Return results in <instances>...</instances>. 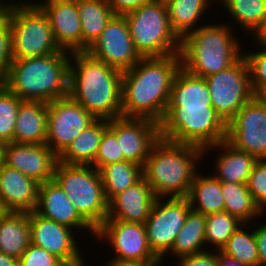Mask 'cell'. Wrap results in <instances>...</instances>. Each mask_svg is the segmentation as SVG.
I'll list each match as a JSON object with an SVG mask.
<instances>
[{
  "mask_svg": "<svg viewBox=\"0 0 266 266\" xmlns=\"http://www.w3.org/2000/svg\"><path fill=\"white\" fill-rule=\"evenodd\" d=\"M27 1H16L4 12L10 23L13 59L63 51L55 41L47 15L33 0Z\"/></svg>",
  "mask_w": 266,
  "mask_h": 266,
  "instance_id": "7",
  "label": "cell"
},
{
  "mask_svg": "<svg viewBox=\"0 0 266 266\" xmlns=\"http://www.w3.org/2000/svg\"><path fill=\"white\" fill-rule=\"evenodd\" d=\"M29 212L8 211L0 220V252L19 259L31 243Z\"/></svg>",
  "mask_w": 266,
  "mask_h": 266,
  "instance_id": "26",
  "label": "cell"
},
{
  "mask_svg": "<svg viewBox=\"0 0 266 266\" xmlns=\"http://www.w3.org/2000/svg\"><path fill=\"white\" fill-rule=\"evenodd\" d=\"M106 266H162L163 263H142L137 261H122L117 259H108ZM105 266V265H104Z\"/></svg>",
  "mask_w": 266,
  "mask_h": 266,
  "instance_id": "47",
  "label": "cell"
},
{
  "mask_svg": "<svg viewBox=\"0 0 266 266\" xmlns=\"http://www.w3.org/2000/svg\"><path fill=\"white\" fill-rule=\"evenodd\" d=\"M217 2L225 8L223 11L229 14V18L236 22L230 26L238 25L241 31L248 32V35L250 33L252 38L266 20V0H217Z\"/></svg>",
  "mask_w": 266,
  "mask_h": 266,
  "instance_id": "32",
  "label": "cell"
},
{
  "mask_svg": "<svg viewBox=\"0 0 266 266\" xmlns=\"http://www.w3.org/2000/svg\"><path fill=\"white\" fill-rule=\"evenodd\" d=\"M259 50L243 51V56L247 61L250 81L253 93L255 96L260 97L266 93V47L260 45ZM246 51V52H245Z\"/></svg>",
  "mask_w": 266,
  "mask_h": 266,
  "instance_id": "38",
  "label": "cell"
},
{
  "mask_svg": "<svg viewBox=\"0 0 266 266\" xmlns=\"http://www.w3.org/2000/svg\"><path fill=\"white\" fill-rule=\"evenodd\" d=\"M124 16L141 57L180 54L181 39L171 28L166 3L151 0Z\"/></svg>",
  "mask_w": 266,
  "mask_h": 266,
  "instance_id": "8",
  "label": "cell"
},
{
  "mask_svg": "<svg viewBox=\"0 0 266 266\" xmlns=\"http://www.w3.org/2000/svg\"><path fill=\"white\" fill-rule=\"evenodd\" d=\"M160 135L204 150L226 140L227 124L213 106L167 107L160 122Z\"/></svg>",
  "mask_w": 266,
  "mask_h": 266,
  "instance_id": "6",
  "label": "cell"
},
{
  "mask_svg": "<svg viewBox=\"0 0 266 266\" xmlns=\"http://www.w3.org/2000/svg\"><path fill=\"white\" fill-rule=\"evenodd\" d=\"M39 183L17 169L0 165V201L7 211L32 212L37 207Z\"/></svg>",
  "mask_w": 266,
  "mask_h": 266,
  "instance_id": "22",
  "label": "cell"
},
{
  "mask_svg": "<svg viewBox=\"0 0 266 266\" xmlns=\"http://www.w3.org/2000/svg\"><path fill=\"white\" fill-rule=\"evenodd\" d=\"M230 24H203L184 36L181 67L192 75L206 78L232 66L243 55L244 47Z\"/></svg>",
  "mask_w": 266,
  "mask_h": 266,
  "instance_id": "5",
  "label": "cell"
},
{
  "mask_svg": "<svg viewBox=\"0 0 266 266\" xmlns=\"http://www.w3.org/2000/svg\"><path fill=\"white\" fill-rule=\"evenodd\" d=\"M87 52L122 72L131 69L142 58L134 47L125 16L115 14Z\"/></svg>",
  "mask_w": 266,
  "mask_h": 266,
  "instance_id": "16",
  "label": "cell"
},
{
  "mask_svg": "<svg viewBox=\"0 0 266 266\" xmlns=\"http://www.w3.org/2000/svg\"><path fill=\"white\" fill-rule=\"evenodd\" d=\"M212 106L205 78L192 75L182 67L172 83L167 107Z\"/></svg>",
  "mask_w": 266,
  "mask_h": 266,
  "instance_id": "28",
  "label": "cell"
},
{
  "mask_svg": "<svg viewBox=\"0 0 266 266\" xmlns=\"http://www.w3.org/2000/svg\"><path fill=\"white\" fill-rule=\"evenodd\" d=\"M53 179L66 193L77 212L96 230L108 216L99 171L92 165L57 162Z\"/></svg>",
  "mask_w": 266,
  "mask_h": 266,
  "instance_id": "9",
  "label": "cell"
},
{
  "mask_svg": "<svg viewBox=\"0 0 266 266\" xmlns=\"http://www.w3.org/2000/svg\"><path fill=\"white\" fill-rule=\"evenodd\" d=\"M0 266H19V261L17 258L0 252Z\"/></svg>",
  "mask_w": 266,
  "mask_h": 266,
  "instance_id": "49",
  "label": "cell"
},
{
  "mask_svg": "<svg viewBox=\"0 0 266 266\" xmlns=\"http://www.w3.org/2000/svg\"><path fill=\"white\" fill-rule=\"evenodd\" d=\"M35 3L47 15L58 46L70 53L82 51V29L77 0H43Z\"/></svg>",
  "mask_w": 266,
  "mask_h": 266,
  "instance_id": "19",
  "label": "cell"
},
{
  "mask_svg": "<svg viewBox=\"0 0 266 266\" xmlns=\"http://www.w3.org/2000/svg\"><path fill=\"white\" fill-rule=\"evenodd\" d=\"M14 2L9 0V2H4L3 0L0 1V13H4Z\"/></svg>",
  "mask_w": 266,
  "mask_h": 266,
  "instance_id": "51",
  "label": "cell"
},
{
  "mask_svg": "<svg viewBox=\"0 0 266 266\" xmlns=\"http://www.w3.org/2000/svg\"><path fill=\"white\" fill-rule=\"evenodd\" d=\"M48 104L22 101L18 107L13 142L46 144Z\"/></svg>",
  "mask_w": 266,
  "mask_h": 266,
  "instance_id": "24",
  "label": "cell"
},
{
  "mask_svg": "<svg viewBox=\"0 0 266 266\" xmlns=\"http://www.w3.org/2000/svg\"><path fill=\"white\" fill-rule=\"evenodd\" d=\"M95 120L69 95L49 102L46 145L59 156Z\"/></svg>",
  "mask_w": 266,
  "mask_h": 266,
  "instance_id": "13",
  "label": "cell"
},
{
  "mask_svg": "<svg viewBox=\"0 0 266 266\" xmlns=\"http://www.w3.org/2000/svg\"><path fill=\"white\" fill-rule=\"evenodd\" d=\"M213 149L220 150L216 160L213 159L215 161L213 175L220 181L246 184L258 159L254 155L235 149L226 140L205 148L203 158Z\"/></svg>",
  "mask_w": 266,
  "mask_h": 266,
  "instance_id": "23",
  "label": "cell"
},
{
  "mask_svg": "<svg viewBox=\"0 0 266 266\" xmlns=\"http://www.w3.org/2000/svg\"><path fill=\"white\" fill-rule=\"evenodd\" d=\"M190 210L191 206L186 197L156 198L144 225L149 247L161 263L172 249Z\"/></svg>",
  "mask_w": 266,
  "mask_h": 266,
  "instance_id": "11",
  "label": "cell"
},
{
  "mask_svg": "<svg viewBox=\"0 0 266 266\" xmlns=\"http://www.w3.org/2000/svg\"><path fill=\"white\" fill-rule=\"evenodd\" d=\"M158 1H161V2H163V3H167V2H169L170 0H158Z\"/></svg>",
  "mask_w": 266,
  "mask_h": 266,
  "instance_id": "54",
  "label": "cell"
},
{
  "mask_svg": "<svg viewBox=\"0 0 266 266\" xmlns=\"http://www.w3.org/2000/svg\"><path fill=\"white\" fill-rule=\"evenodd\" d=\"M243 225L237 217L227 212L213 213L206 216L205 242L208 244L207 250L212 248L222 250L232 234Z\"/></svg>",
  "mask_w": 266,
  "mask_h": 266,
  "instance_id": "36",
  "label": "cell"
},
{
  "mask_svg": "<svg viewBox=\"0 0 266 266\" xmlns=\"http://www.w3.org/2000/svg\"><path fill=\"white\" fill-rule=\"evenodd\" d=\"M12 62L13 57L9 18L5 13H0V82L8 74Z\"/></svg>",
  "mask_w": 266,
  "mask_h": 266,
  "instance_id": "41",
  "label": "cell"
},
{
  "mask_svg": "<svg viewBox=\"0 0 266 266\" xmlns=\"http://www.w3.org/2000/svg\"><path fill=\"white\" fill-rule=\"evenodd\" d=\"M107 128V119H96L66 147L58 156V161L66 164L92 165L95 161L103 132Z\"/></svg>",
  "mask_w": 266,
  "mask_h": 266,
  "instance_id": "25",
  "label": "cell"
},
{
  "mask_svg": "<svg viewBox=\"0 0 266 266\" xmlns=\"http://www.w3.org/2000/svg\"><path fill=\"white\" fill-rule=\"evenodd\" d=\"M226 141L235 149L266 159V103L254 96L227 123Z\"/></svg>",
  "mask_w": 266,
  "mask_h": 266,
  "instance_id": "12",
  "label": "cell"
},
{
  "mask_svg": "<svg viewBox=\"0 0 266 266\" xmlns=\"http://www.w3.org/2000/svg\"><path fill=\"white\" fill-rule=\"evenodd\" d=\"M186 198L191 210L203 215L224 211L221 181L211 173L205 176L198 170Z\"/></svg>",
  "mask_w": 266,
  "mask_h": 266,
  "instance_id": "27",
  "label": "cell"
},
{
  "mask_svg": "<svg viewBox=\"0 0 266 266\" xmlns=\"http://www.w3.org/2000/svg\"><path fill=\"white\" fill-rule=\"evenodd\" d=\"M248 226L252 227L251 231L247 229ZM252 229L253 223L250 225L243 223L228 239L221 251L242 263L260 266L257 241Z\"/></svg>",
  "mask_w": 266,
  "mask_h": 266,
  "instance_id": "35",
  "label": "cell"
},
{
  "mask_svg": "<svg viewBox=\"0 0 266 266\" xmlns=\"http://www.w3.org/2000/svg\"><path fill=\"white\" fill-rule=\"evenodd\" d=\"M211 3L212 0H170L166 3L171 28L180 39L202 26L200 21L213 7Z\"/></svg>",
  "mask_w": 266,
  "mask_h": 266,
  "instance_id": "29",
  "label": "cell"
},
{
  "mask_svg": "<svg viewBox=\"0 0 266 266\" xmlns=\"http://www.w3.org/2000/svg\"><path fill=\"white\" fill-rule=\"evenodd\" d=\"M95 239L107 242L111 246L114 256L110 259L161 263L149 247L144 224L105 220L96 229Z\"/></svg>",
  "mask_w": 266,
  "mask_h": 266,
  "instance_id": "14",
  "label": "cell"
},
{
  "mask_svg": "<svg viewBox=\"0 0 266 266\" xmlns=\"http://www.w3.org/2000/svg\"><path fill=\"white\" fill-rule=\"evenodd\" d=\"M34 211L71 229L89 232L92 238L96 236V230L77 212L54 179L39 184L38 202Z\"/></svg>",
  "mask_w": 266,
  "mask_h": 266,
  "instance_id": "20",
  "label": "cell"
},
{
  "mask_svg": "<svg viewBox=\"0 0 266 266\" xmlns=\"http://www.w3.org/2000/svg\"><path fill=\"white\" fill-rule=\"evenodd\" d=\"M217 266H251L246 263H242L237 259L226 255L221 250H216Z\"/></svg>",
  "mask_w": 266,
  "mask_h": 266,
  "instance_id": "46",
  "label": "cell"
},
{
  "mask_svg": "<svg viewBox=\"0 0 266 266\" xmlns=\"http://www.w3.org/2000/svg\"><path fill=\"white\" fill-rule=\"evenodd\" d=\"M151 0H107L115 15H126Z\"/></svg>",
  "mask_w": 266,
  "mask_h": 266,
  "instance_id": "44",
  "label": "cell"
},
{
  "mask_svg": "<svg viewBox=\"0 0 266 266\" xmlns=\"http://www.w3.org/2000/svg\"><path fill=\"white\" fill-rule=\"evenodd\" d=\"M222 194L224 196V211L237 217L241 222L251 224L263 214L255 205L247 185L221 181Z\"/></svg>",
  "mask_w": 266,
  "mask_h": 266,
  "instance_id": "34",
  "label": "cell"
},
{
  "mask_svg": "<svg viewBox=\"0 0 266 266\" xmlns=\"http://www.w3.org/2000/svg\"><path fill=\"white\" fill-rule=\"evenodd\" d=\"M70 52L13 59L1 81L23 101L49 103L69 94Z\"/></svg>",
  "mask_w": 266,
  "mask_h": 266,
  "instance_id": "3",
  "label": "cell"
},
{
  "mask_svg": "<svg viewBox=\"0 0 266 266\" xmlns=\"http://www.w3.org/2000/svg\"><path fill=\"white\" fill-rule=\"evenodd\" d=\"M58 156L46 144L7 143L4 163L39 184L52 180Z\"/></svg>",
  "mask_w": 266,
  "mask_h": 266,
  "instance_id": "18",
  "label": "cell"
},
{
  "mask_svg": "<svg viewBox=\"0 0 266 266\" xmlns=\"http://www.w3.org/2000/svg\"><path fill=\"white\" fill-rule=\"evenodd\" d=\"M105 198L109 203L143 177V167L130 161L112 163L99 170Z\"/></svg>",
  "mask_w": 266,
  "mask_h": 266,
  "instance_id": "33",
  "label": "cell"
},
{
  "mask_svg": "<svg viewBox=\"0 0 266 266\" xmlns=\"http://www.w3.org/2000/svg\"><path fill=\"white\" fill-rule=\"evenodd\" d=\"M206 215L190 210L172 249L166 255L175 259L207 251L205 242Z\"/></svg>",
  "mask_w": 266,
  "mask_h": 266,
  "instance_id": "31",
  "label": "cell"
},
{
  "mask_svg": "<svg viewBox=\"0 0 266 266\" xmlns=\"http://www.w3.org/2000/svg\"><path fill=\"white\" fill-rule=\"evenodd\" d=\"M205 80L212 106L226 124L255 96L243 55L232 66L209 75Z\"/></svg>",
  "mask_w": 266,
  "mask_h": 266,
  "instance_id": "10",
  "label": "cell"
},
{
  "mask_svg": "<svg viewBox=\"0 0 266 266\" xmlns=\"http://www.w3.org/2000/svg\"><path fill=\"white\" fill-rule=\"evenodd\" d=\"M18 261L19 266H66L60 259L32 243Z\"/></svg>",
  "mask_w": 266,
  "mask_h": 266,
  "instance_id": "42",
  "label": "cell"
},
{
  "mask_svg": "<svg viewBox=\"0 0 266 266\" xmlns=\"http://www.w3.org/2000/svg\"><path fill=\"white\" fill-rule=\"evenodd\" d=\"M178 266H217L216 251L207 250L202 253L186 255L176 261Z\"/></svg>",
  "mask_w": 266,
  "mask_h": 266,
  "instance_id": "43",
  "label": "cell"
},
{
  "mask_svg": "<svg viewBox=\"0 0 266 266\" xmlns=\"http://www.w3.org/2000/svg\"><path fill=\"white\" fill-rule=\"evenodd\" d=\"M252 39L254 41L256 40V45L258 44L260 46L266 47V20L261 29L254 35Z\"/></svg>",
  "mask_w": 266,
  "mask_h": 266,
  "instance_id": "48",
  "label": "cell"
},
{
  "mask_svg": "<svg viewBox=\"0 0 266 266\" xmlns=\"http://www.w3.org/2000/svg\"><path fill=\"white\" fill-rule=\"evenodd\" d=\"M8 211L4 208L3 204L0 201V220Z\"/></svg>",
  "mask_w": 266,
  "mask_h": 266,
  "instance_id": "52",
  "label": "cell"
},
{
  "mask_svg": "<svg viewBox=\"0 0 266 266\" xmlns=\"http://www.w3.org/2000/svg\"><path fill=\"white\" fill-rule=\"evenodd\" d=\"M200 160L202 148L161 137L146 159L143 177L157 198H184L200 168Z\"/></svg>",
  "mask_w": 266,
  "mask_h": 266,
  "instance_id": "4",
  "label": "cell"
},
{
  "mask_svg": "<svg viewBox=\"0 0 266 266\" xmlns=\"http://www.w3.org/2000/svg\"><path fill=\"white\" fill-rule=\"evenodd\" d=\"M108 128L120 142L124 159L142 167L161 138L160 123L147 118L121 116L108 120Z\"/></svg>",
  "mask_w": 266,
  "mask_h": 266,
  "instance_id": "17",
  "label": "cell"
},
{
  "mask_svg": "<svg viewBox=\"0 0 266 266\" xmlns=\"http://www.w3.org/2000/svg\"><path fill=\"white\" fill-rule=\"evenodd\" d=\"M253 227H255L254 235L257 241L259 263L260 266H266V222L264 224L253 222Z\"/></svg>",
  "mask_w": 266,
  "mask_h": 266,
  "instance_id": "45",
  "label": "cell"
},
{
  "mask_svg": "<svg viewBox=\"0 0 266 266\" xmlns=\"http://www.w3.org/2000/svg\"><path fill=\"white\" fill-rule=\"evenodd\" d=\"M22 101L0 82V139L6 143L13 142L18 107Z\"/></svg>",
  "mask_w": 266,
  "mask_h": 266,
  "instance_id": "37",
  "label": "cell"
},
{
  "mask_svg": "<svg viewBox=\"0 0 266 266\" xmlns=\"http://www.w3.org/2000/svg\"><path fill=\"white\" fill-rule=\"evenodd\" d=\"M122 73L87 51L72 52L68 95L96 119L121 117Z\"/></svg>",
  "mask_w": 266,
  "mask_h": 266,
  "instance_id": "2",
  "label": "cell"
},
{
  "mask_svg": "<svg viewBox=\"0 0 266 266\" xmlns=\"http://www.w3.org/2000/svg\"><path fill=\"white\" fill-rule=\"evenodd\" d=\"M6 145L7 143L0 139V165L4 163Z\"/></svg>",
  "mask_w": 266,
  "mask_h": 266,
  "instance_id": "50",
  "label": "cell"
},
{
  "mask_svg": "<svg viewBox=\"0 0 266 266\" xmlns=\"http://www.w3.org/2000/svg\"><path fill=\"white\" fill-rule=\"evenodd\" d=\"M29 222L32 244L45 249L66 266L88 265L77 244L78 231L44 218L35 211L29 212Z\"/></svg>",
  "mask_w": 266,
  "mask_h": 266,
  "instance_id": "15",
  "label": "cell"
},
{
  "mask_svg": "<svg viewBox=\"0 0 266 266\" xmlns=\"http://www.w3.org/2000/svg\"><path fill=\"white\" fill-rule=\"evenodd\" d=\"M260 97H261V98L263 99V101L266 103V93L262 94Z\"/></svg>",
  "mask_w": 266,
  "mask_h": 266,
  "instance_id": "53",
  "label": "cell"
},
{
  "mask_svg": "<svg viewBox=\"0 0 266 266\" xmlns=\"http://www.w3.org/2000/svg\"><path fill=\"white\" fill-rule=\"evenodd\" d=\"M181 68L180 54L142 57L122 73V117L147 118L160 123L172 83Z\"/></svg>",
  "mask_w": 266,
  "mask_h": 266,
  "instance_id": "1",
  "label": "cell"
},
{
  "mask_svg": "<svg viewBox=\"0 0 266 266\" xmlns=\"http://www.w3.org/2000/svg\"><path fill=\"white\" fill-rule=\"evenodd\" d=\"M126 161L116 135L107 128L102 135L99 149L92 164L98 171L106 165Z\"/></svg>",
  "mask_w": 266,
  "mask_h": 266,
  "instance_id": "39",
  "label": "cell"
},
{
  "mask_svg": "<svg viewBox=\"0 0 266 266\" xmlns=\"http://www.w3.org/2000/svg\"><path fill=\"white\" fill-rule=\"evenodd\" d=\"M247 188L255 205L265 215L266 212V159L258 160L247 180Z\"/></svg>",
  "mask_w": 266,
  "mask_h": 266,
  "instance_id": "40",
  "label": "cell"
},
{
  "mask_svg": "<svg viewBox=\"0 0 266 266\" xmlns=\"http://www.w3.org/2000/svg\"><path fill=\"white\" fill-rule=\"evenodd\" d=\"M156 198L150 185L142 177L108 203L106 220L145 224Z\"/></svg>",
  "mask_w": 266,
  "mask_h": 266,
  "instance_id": "21",
  "label": "cell"
},
{
  "mask_svg": "<svg viewBox=\"0 0 266 266\" xmlns=\"http://www.w3.org/2000/svg\"><path fill=\"white\" fill-rule=\"evenodd\" d=\"M77 10L81 20L82 51H87L114 13L107 0H77Z\"/></svg>",
  "mask_w": 266,
  "mask_h": 266,
  "instance_id": "30",
  "label": "cell"
}]
</instances>
